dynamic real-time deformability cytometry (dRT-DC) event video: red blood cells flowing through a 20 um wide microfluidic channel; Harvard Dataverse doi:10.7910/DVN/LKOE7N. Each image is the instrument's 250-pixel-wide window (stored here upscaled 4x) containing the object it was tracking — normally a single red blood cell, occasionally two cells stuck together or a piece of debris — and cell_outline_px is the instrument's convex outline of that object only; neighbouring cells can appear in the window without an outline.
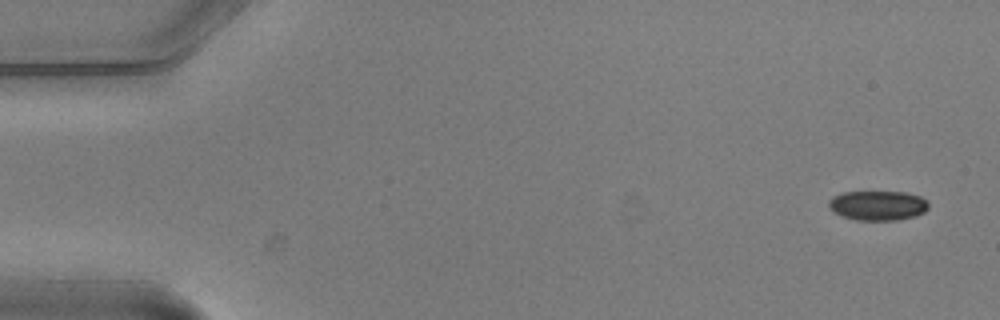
{"species": "common noctule bat (a hibernating species)", "species_latin": "Nyctalus noctula", "temperature_condition": "warm", "stored_images_in_passage": 5, "segment_of_instrument_passage": [2, 2], "camera_frame_rate_fps": 3000, "um_per_image_px": 0.085, "animal": {"sex": "male", "body_mass_g": 20.5, "forearm_length_mm": 52.5}, "frame": {"image": 1, "passage_image": 5, "time_ms": 1.333, "image_size_px": [1000, 320], "cell_outline_px": [[928, 208], [924, 212], [916, 216], [896, 220], [856, 220], [832, 212], [828, 208], [828, 200], [832, 196], [844, 192], [904, 192], [920, 196], [928, 200]], "centroid_in_image_um": [74.6, 17.46], "position_along_channel_um": 10.4, "area_um2": 17.4}}